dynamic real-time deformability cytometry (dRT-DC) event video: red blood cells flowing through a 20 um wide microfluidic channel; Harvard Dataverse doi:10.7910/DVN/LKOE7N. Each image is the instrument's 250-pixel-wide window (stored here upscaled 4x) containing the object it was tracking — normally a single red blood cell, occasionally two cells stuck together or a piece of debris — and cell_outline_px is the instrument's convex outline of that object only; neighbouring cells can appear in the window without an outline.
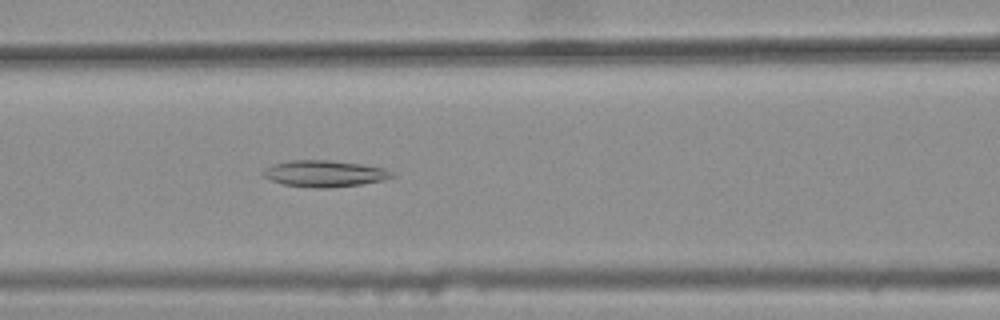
{"species": "common noctule bat (a hibernating species)", "species_latin": "Nyctalus noctula", "temperature_condition": "warm", "stored_images_in_passage": 33, "camera_frame_rate_fps": 3000, "um_per_image_px": 0.085, "animal": {"sex": "female", "body_mass_g": 25.1}, "frame": {"image": 1, "passage_image": 9, "time_ms": 2.667, "image_size_px": [1000, 320], "cell_outline_px": [[396, 176], [384, 180], [360, 184], [328, 188], [312, 188], [284, 184], [260, 176], [260, 172], [272, 164], [288, 160], [332, 160], [360, 164], [384, 168], [392, 172]], "centroid_in_image_um": [27.54, 14.75], "position_along_channel_um": 139.1, "area_um2": 20.0}}
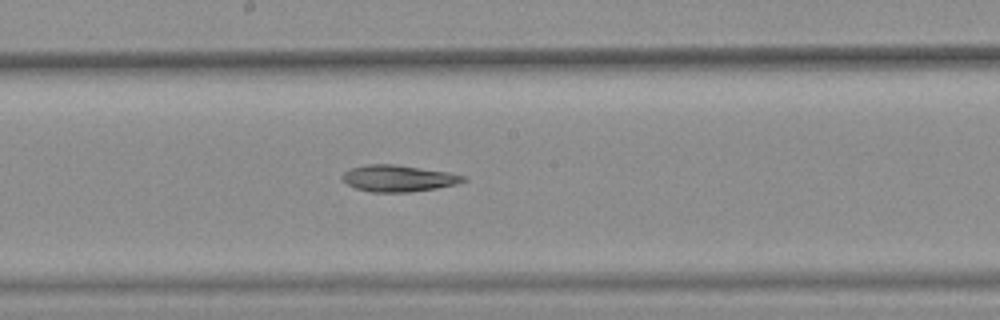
{"frame": {"image": 2, "passage_image": 15, "time_ms": 4.667, "image_size_px": [1000, 320], "cell_outline_px": [[468, 180], [456, 184], [436, 188], [408, 192], [372, 192], [356, 188], [340, 180], [340, 176], [344, 172], [352, 168], [364, 164], [392, 164], [448, 172], [464, 176]], "centroid_in_image_um": [33.81, 15.16], "position_along_channel_um": 214.4, "area_um2": 18.61}}
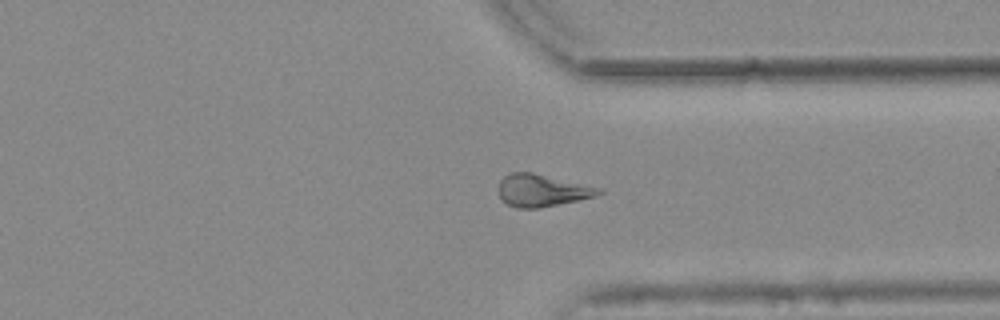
{"frame": {"image": 3, "passage_image": 27, "time_ms": 8.667, "image_size_px": [1000, 320], "cell_outline_px": [[604, 192], [596, 196], [540, 208], [516, 208], [508, 204], [496, 192], [500, 180], [504, 176], [512, 172], [532, 172], [604, 188]], "centroid_in_image_um": [46.08, 16.18], "position_along_channel_um": 365.3, "area_um2": 19.02}}